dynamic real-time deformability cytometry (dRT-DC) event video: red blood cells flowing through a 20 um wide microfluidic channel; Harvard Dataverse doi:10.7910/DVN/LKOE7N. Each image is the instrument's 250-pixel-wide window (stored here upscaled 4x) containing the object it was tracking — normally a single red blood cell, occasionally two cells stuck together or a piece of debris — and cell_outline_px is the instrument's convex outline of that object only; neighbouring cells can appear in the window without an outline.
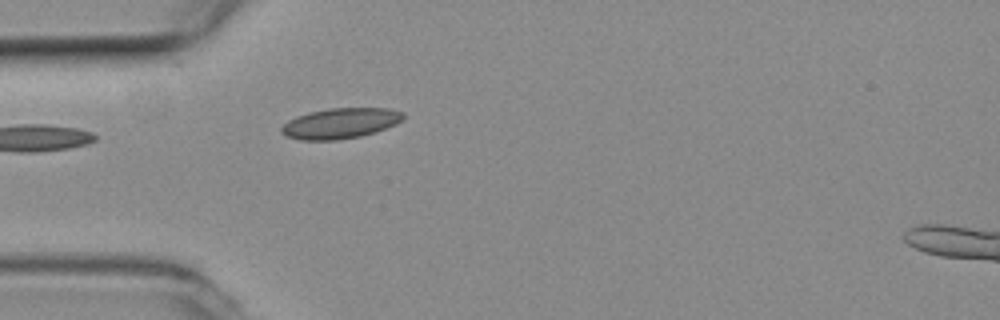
{"species": "common noctule bat (a hibernating species)", "species_latin": "Nyctalus noctula", "temperature_condition": "room temperature", "stored_images_in_passage": 4, "camera_frame_rate_fps": 3000, "um_per_image_px": 0.085, "animal": {"sex": "female", "body_mass_g": 19.3, "forearm_length_mm": 54.1}, "frame": {"image": 1, "passage_image": 4, "time_ms": 1.0, "image_size_px": [1000, 320], "cell_outline_px": [[404, 116], [396, 124], [360, 136], [336, 140], [300, 140], [288, 136], [280, 132], [280, 128], [288, 120], [296, 116], [308, 112], [328, 108], [388, 108], [404, 112]], "centroid_in_image_um": [28.89, 10.47], "position_along_channel_um": 56.1, "area_um2": 21.5}}